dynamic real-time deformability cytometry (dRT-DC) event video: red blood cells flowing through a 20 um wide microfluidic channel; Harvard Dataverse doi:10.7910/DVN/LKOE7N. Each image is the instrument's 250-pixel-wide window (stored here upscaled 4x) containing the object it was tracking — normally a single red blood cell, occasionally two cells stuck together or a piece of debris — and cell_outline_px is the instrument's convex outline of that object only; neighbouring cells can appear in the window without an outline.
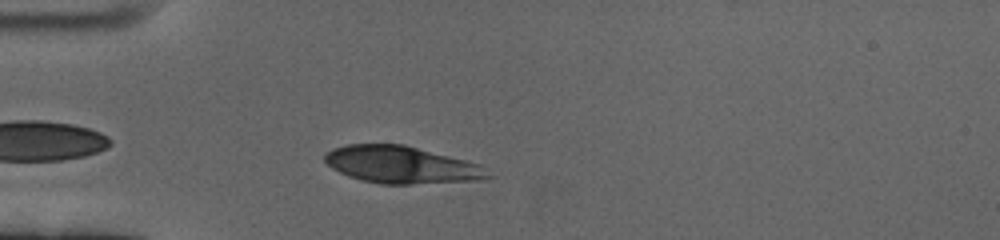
{"species": "human", "species_latin": "Homo sapiens", "temperature_condition": "cold", "stored_images_in_passage": 47, "camera_frame_rate_fps": 3000, "um_per_image_px": 0.085, "donor": {"sex": "female"}, "frame": {"image": 1, "passage_image": 4, "time_ms": 1.0, "image_size_px": [1000, 240], "cell_outline_px": [[496, 176], [476, 180], [412, 184], [380, 184], [360, 180], [348, 176], [332, 168], [324, 160], [324, 156], [332, 148], [348, 144], [404, 144], [480, 164]], "centroid_in_image_um": [34.13, 14.01], "position_along_channel_um": 50.9, "area_um2": 35.37}}
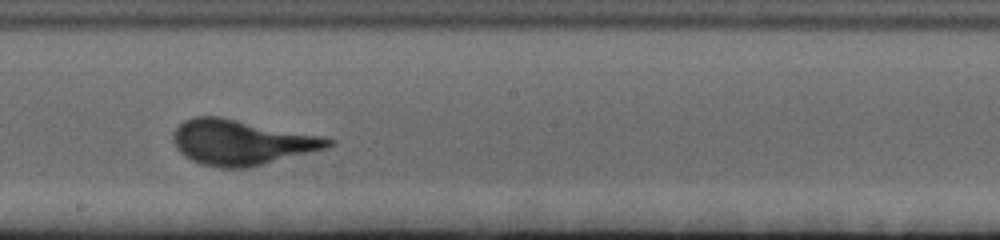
{"frame": {"image": 2, "passage_image": 21, "time_ms": 6.667, "image_size_px": [1000, 240], "cell_outline_px": [[336, 144], [324, 148], [248, 168], [220, 168], [200, 164], [184, 156], [176, 148], [172, 140], [172, 132], [184, 120], [192, 116], [220, 116], [320, 136], [336, 140]], "centroid_in_image_um": [20.45, 12.09], "position_along_channel_um": 227.7, "area_um2": 40.63}}
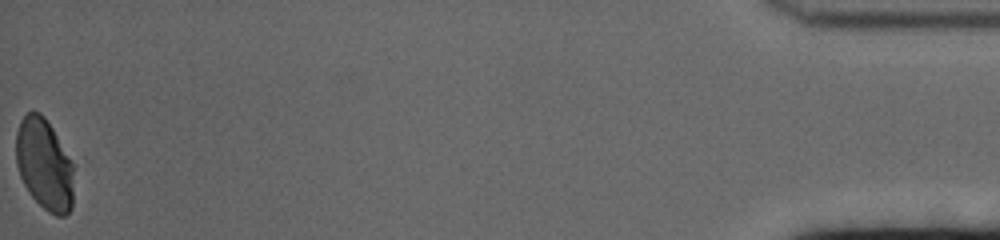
{"frame": {"image": 3, "passage_image": 47, "time_ms": 15.333, "image_size_px": [1000, 240], "cell_outline_px": [[76, 168], [72, 208], [64, 216], [56, 216], [48, 212], [28, 192], [20, 176], [16, 164], [16, 132], [20, 120], [28, 112], [40, 112], [44, 116], [52, 128]], "centroid_in_image_um": [3.8, 14.0], "position_along_channel_um": 431.4, "area_um2": 31.21}, "authors_computed_cell_mechanics": {"area_um2": 38.3214, "velocity_mm_per_s": 3.3893, "shape_relaxation_time_tau1_ms": 4.2611, "shape_relaxation_time_tau2_ms": null, "deformation_change_tau1": 0.1555, "deformation_change_tau2": null}}